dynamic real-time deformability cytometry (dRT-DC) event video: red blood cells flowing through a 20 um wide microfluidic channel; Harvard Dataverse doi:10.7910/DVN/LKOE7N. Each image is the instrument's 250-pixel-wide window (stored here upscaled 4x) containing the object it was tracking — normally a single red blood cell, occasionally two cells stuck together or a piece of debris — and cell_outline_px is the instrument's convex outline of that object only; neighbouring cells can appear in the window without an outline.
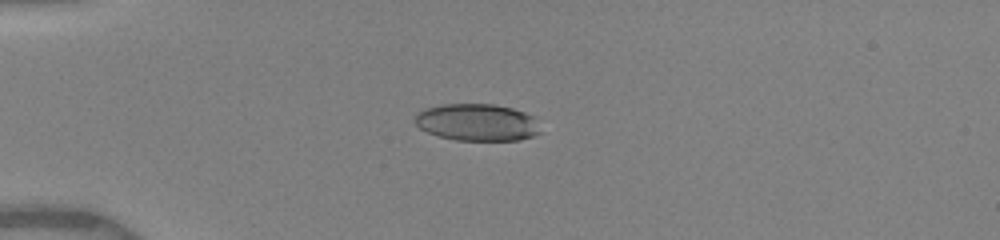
{"species": "human", "species_latin": "Homo sapiens", "temperature_condition": "warm", "stored_images_in_passage": 37, "camera_frame_rate_fps": 3000, "um_per_image_px": 0.085, "donor": {"sex": "female"}, "frame": {"image": 1, "passage_image": 5, "time_ms": 3.667, "image_size_px": [1000, 240], "cell_outline_px": [[540, 132], [532, 136], [520, 140], [456, 140], [440, 136], [428, 132], [420, 128], [416, 124], [416, 116], [424, 108], [444, 104], [496, 104], [512, 108], [524, 112], [532, 116]], "centroid_in_image_um": [40.55, 10.39], "position_along_channel_um": 44.5, "area_um2": 26.76}}
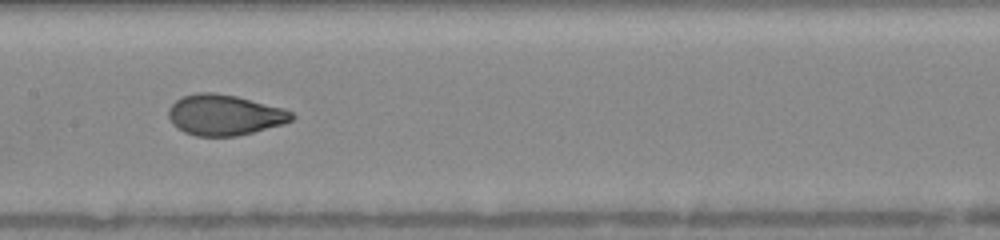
{"frame": {"image": 2, "passage_image": 16, "time_ms": 8.0, "image_size_px": [1000, 240], "cell_outline_px": [[296, 116], [292, 120], [284, 124], [236, 136], [196, 136], [184, 132], [176, 128], [172, 124], [168, 116], [168, 108], [180, 96], [196, 92], [216, 92], [236, 96], [284, 108], [292, 112]], "centroid_in_image_um": [19.06, 9.76], "position_along_channel_um": 188.3, "area_um2": 29.48}}
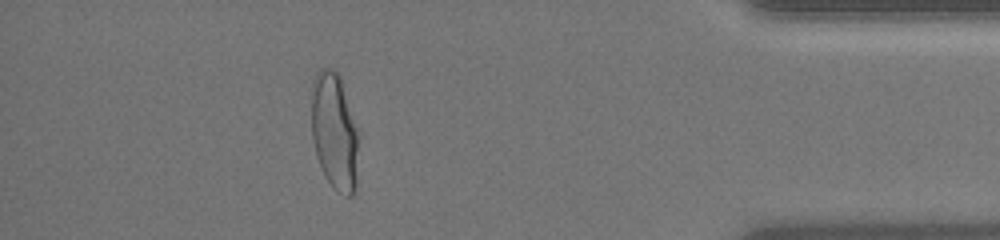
{"frame": {"image": 3, "passage_image": 33, "time_ms": 14.333, "image_size_px": [1000, 240], "cell_outline_px": [[360, 136], [356, 188], [352, 196], [344, 196], [332, 188], [324, 176], [316, 156], [312, 140], [312, 80], [316, 72], [320, 68], [336, 68], [340, 76]], "centroid_in_image_um": [28.45, 11.2], "position_along_channel_um": 406.8, "area_um2": 33.12}, "authors_computed_cell_mechanics": {"area_um2": 29.767, "velocity_mm_per_s": 4.0296, "shape_relaxation_time_tau1_ms": 4.9823, "shape_relaxation_time_tau2_ms": null, "deformation_change_tau1": 0.2021, "deformation_change_tau2": null}}